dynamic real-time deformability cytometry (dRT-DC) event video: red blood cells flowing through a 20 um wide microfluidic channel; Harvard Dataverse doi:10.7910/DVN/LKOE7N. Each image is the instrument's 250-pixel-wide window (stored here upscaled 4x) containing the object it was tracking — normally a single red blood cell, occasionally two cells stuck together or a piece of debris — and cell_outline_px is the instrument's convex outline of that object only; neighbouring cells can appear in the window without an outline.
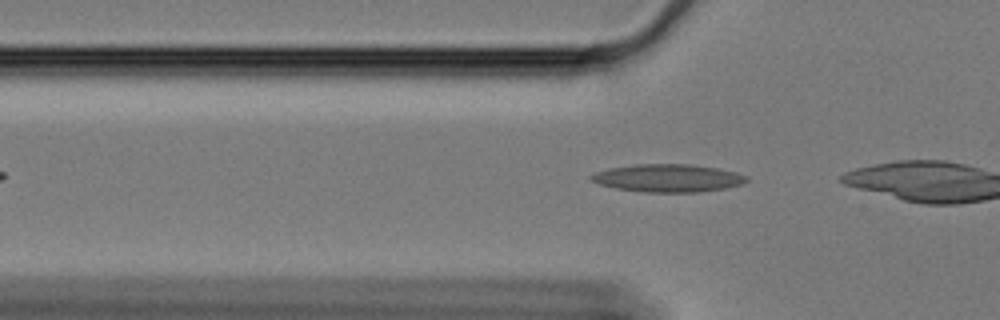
{"species": "Egyptian fruit bat (a non-hibernating species)", "species_latin": "Rousettus aegyptiacus", "temperature_condition": "cold", "stored_images_in_passage": 19, "camera_frame_rate_fps": 3000, "um_per_image_px": 0.085, "animal": {"sex": "female"}, "frame": {"image": 1, "passage_image": 2, "time_ms": 0.333, "image_size_px": [1000, 320], "cell_outline_px": [[748, 180], [740, 184], [724, 188], [696, 192], [644, 192], [616, 188], [600, 184], [588, 180], [588, 176], [596, 172], [608, 168], [636, 164], [692, 164], [720, 168], [736, 172], [748, 176]], "centroid_in_image_um": [56.75, 15.12], "position_along_channel_um": 69.0, "area_um2": 25.26}}
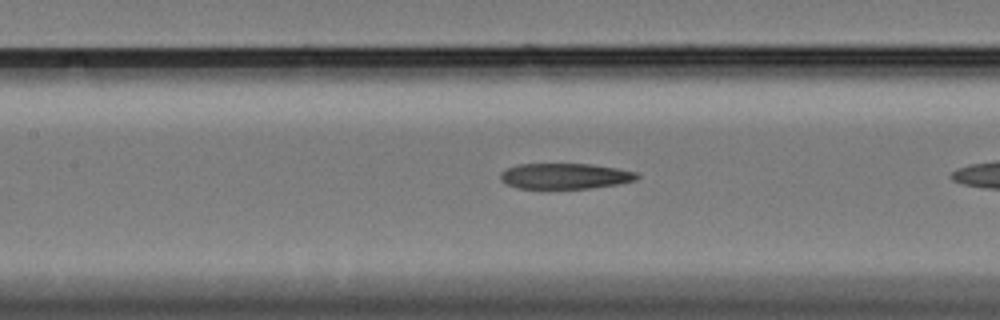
{"frame": {"image": 2, "passage_image": 10, "time_ms": 3.0, "image_size_px": [1000, 320], "cell_outline_px": [[640, 176], [636, 180], [620, 184], [592, 188], [516, 188], [500, 180], [500, 172], [516, 164], [592, 164], [616, 168], [636, 172]], "centroid_in_image_um": [48.04, 14.96], "position_along_channel_um": 159.4, "area_um2": 20.46}}
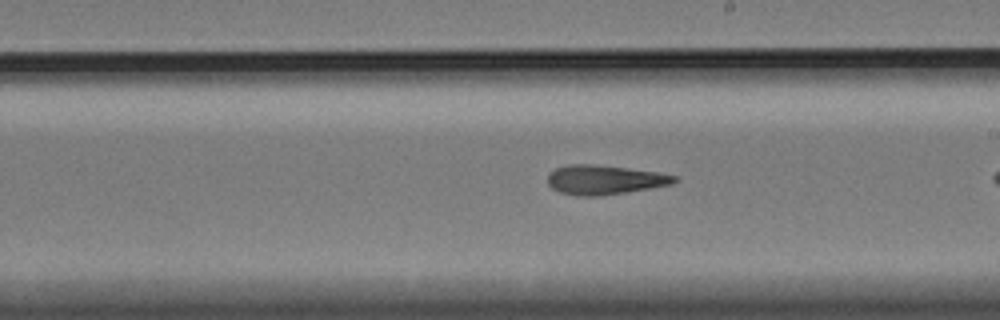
{"frame": {"image": 3, "passage_image": 17, "time_ms": 5.333, "image_size_px": [1000, 320], "cell_outline_px": [[676, 180], [672, 184], [600, 196], [576, 196], [560, 192], [552, 188], [548, 184], [548, 172], [556, 168], [568, 164], [596, 164], [628, 168], [656, 172], [676, 176]], "centroid_in_image_um": [51.31, 15.27], "position_along_channel_um": 237.7, "area_um2": 21.56}}